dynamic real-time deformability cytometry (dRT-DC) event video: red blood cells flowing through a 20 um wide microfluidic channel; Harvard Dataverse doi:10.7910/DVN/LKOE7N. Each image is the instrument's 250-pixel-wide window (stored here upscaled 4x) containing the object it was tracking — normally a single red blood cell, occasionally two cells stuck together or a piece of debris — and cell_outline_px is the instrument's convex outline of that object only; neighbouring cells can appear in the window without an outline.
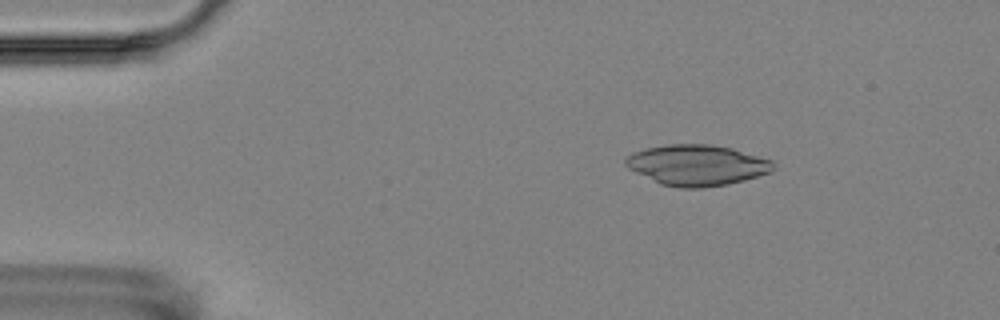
{"species": "Egyptian fruit bat (a non-hibernating species)", "species_latin": "Rousettus aegyptiacus", "temperature_condition": "room temperature", "stored_images_in_passage": 5, "camera_frame_rate_fps": 3000, "um_per_image_px": 0.085, "animal": {"sex": "female"}, "frame": {"image": 1, "passage_image": 3, "time_ms": 2.333, "image_size_px": [1000, 320], "cell_outline_px": [[776, 164], [772, 172], [744, 180], [728, 184], [704, 188], [680, 188], [660, 184], [628, 168], [624, 164], [624, 160], [632, 152], [644, 148], [668, 144], [708, 144], [732, 148], [772, 160]], "centroid_in_image_um": [59.24, 14.04], "position_along_channel_um": 25.8, "area_um2": 35.26}}